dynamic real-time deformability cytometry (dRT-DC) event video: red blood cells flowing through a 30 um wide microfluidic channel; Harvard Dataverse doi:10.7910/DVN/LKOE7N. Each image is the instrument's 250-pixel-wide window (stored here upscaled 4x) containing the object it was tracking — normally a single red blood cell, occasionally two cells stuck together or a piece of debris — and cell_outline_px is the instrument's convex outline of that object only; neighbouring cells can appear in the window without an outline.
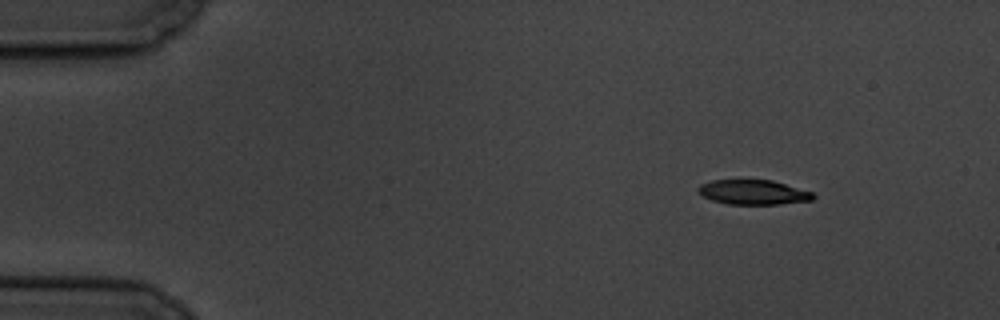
{"species": "common noctule bat (a hibernating species)", "species_latin": "Nyctalus noctula", "temperature_condition": "cold", "stored_images_in_passage": 5, "camera_frame_rate_fps": 3000, "um_per_image_px": 0.085, "animal": {"sex": "male", "body_mass_g": 19.5, "forearm_length_mm": 54.6}, "frame": {"image": 1, "passage_image": 2, "time_ms": 1.333, "image_size_px": [1000, 320], "cell_outline_px": [[816, 196], [812, 200], [780, 204], [728, 204], [712, 200], [704, 196], [696, 188], [700, 184], [712, 180], [772, 180], [812, 192]], "centroid_in_image_um": [64.03, 16.34], "position_along_channel_um": 21.0, "area_um2": 16.42}}
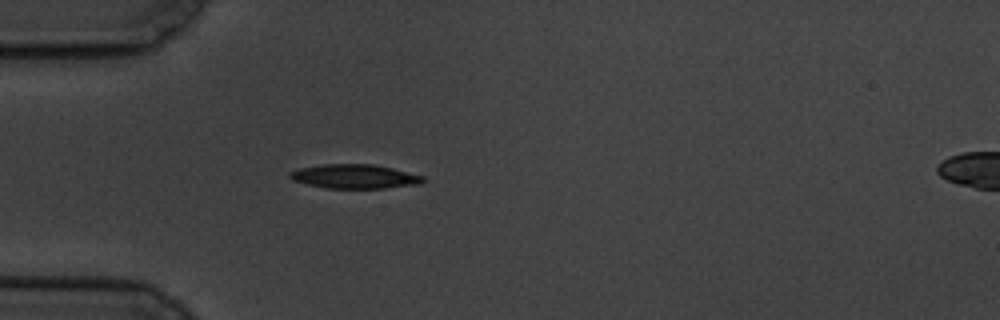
{"frame": {"image": 2, "passage_image": 5, "time_ms": 4.667, "image_size_px": [1000, 320], "cell_outline_px": [[424, 180], [420, 184], [384, 188], [328, 188], [308, 184], [292, 180], [288, 176], [288, 172], [300, 168], [324, 164], [372, 164], [392, 168], [424, 176]], "centroid_in_image_um": [30.13, 14.99], "position_along_channel_um": 54.9, "area_um2": 18.61}}